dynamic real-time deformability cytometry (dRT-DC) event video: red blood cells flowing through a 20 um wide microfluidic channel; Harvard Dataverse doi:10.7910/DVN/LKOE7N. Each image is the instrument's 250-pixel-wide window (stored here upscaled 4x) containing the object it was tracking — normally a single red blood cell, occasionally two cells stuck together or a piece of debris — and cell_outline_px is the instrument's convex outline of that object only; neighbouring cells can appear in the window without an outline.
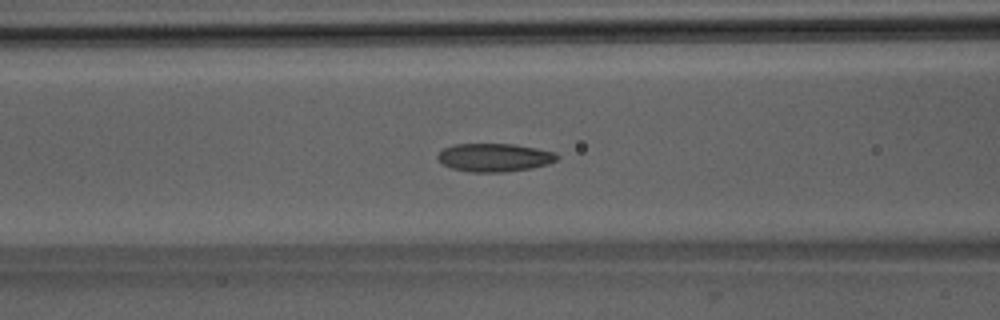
{"species": "Egyptian fruit bat (a non-hibernating species)", "species_latin": "Rousettus aegyptiacus", "temperature_condition": "room temperature", "stored_images_in_passage": 36, "camera_frame_rate_fps": 3000, "um_per_image_px": 0.085, "animal": {"sex": "male"}, "frame": {"image": 1, "passage_image": 6, "time_ms": 1.667, "image_size_px": [1000, 320], "cell_outline_px": [[560, 156], [556, 160], [548, 164], [532, 168], [504, 172], [468, 172], [452, 168], [444, 164], [436, 156], [444, 148], [456, 144], [516, 144], [556, 152]], "centroid_in_image_um": [42.07, 13.39], "position_along_channel_um": 124.5, "area_um2": 19.65}}
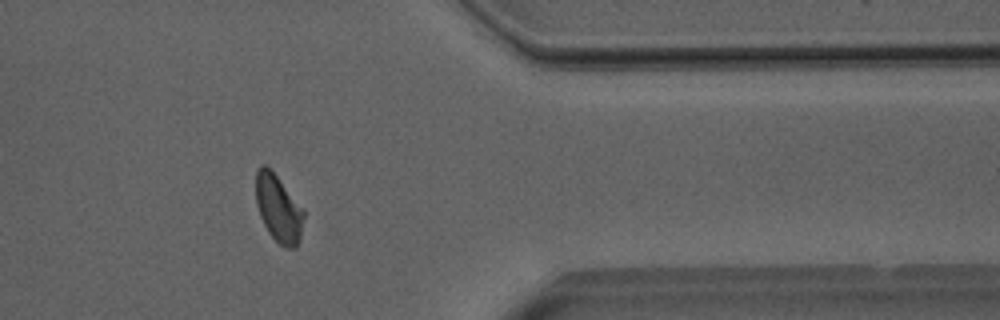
{"frame": {"image": 2, "passage_image": 27, "time_ms": 8.667, "image_size_px": [1000, 320], "cell_outline_px": [[304, 216], [300, 240], [296, 248], [284, 248], [268, 232], [260, 216], [256, 204], [256, 168], [260, 164], [264, 164], [276, 176], [304, 208]], "centroid_in_image_um": [23.67, 17.74], "position_along_channel_um": 387.7, "area_um2": 18.79}}
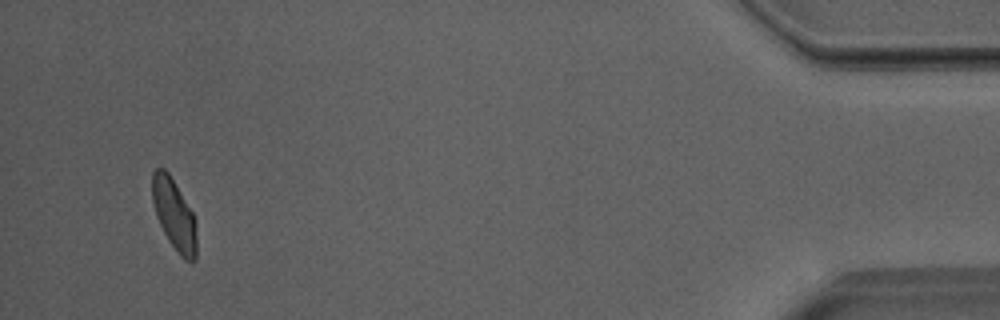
{"frame": {"image": 3, "passage_image": 34, "time_ms": 11.0, "image_size_px": [1000, 320], "cell_outline_px": [[196, 260], [192, 264], [184, 260], [180, 256], [168, 240], [156, 216], [152, 200], [152, 172], [156, 168], [164, 168], [168, 172], [192, 212], [196, 220]], "centroid_in_image_um": [14.81, 18.28], "position_along_channel_um": 420.4, "area_um2": 18.38}, "authors_computed_cell_mechanics": {"area_um2": 18.8717, "velocity_mm_per_s": 3.9942, "shape_relaxation_time_tau1_ms": 6.1135, "shape_relaxation_time_tau2_ms": 0.8642, "deformation_change_tau1": 0.1632, "deformation_change_tau2": 0.0605}}